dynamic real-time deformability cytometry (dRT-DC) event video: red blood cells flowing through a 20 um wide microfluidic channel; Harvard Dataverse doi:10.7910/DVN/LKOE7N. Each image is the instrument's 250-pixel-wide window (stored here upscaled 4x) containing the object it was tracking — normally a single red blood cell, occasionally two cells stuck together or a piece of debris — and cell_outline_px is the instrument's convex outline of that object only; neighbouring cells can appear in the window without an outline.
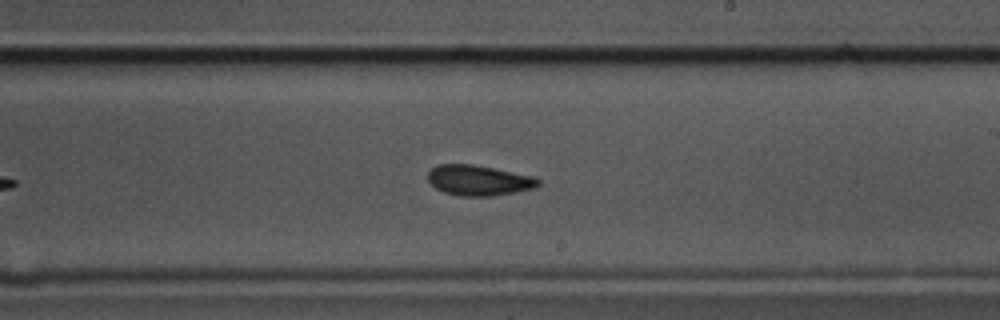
{"species": "common noctule bat (a hibernating species)", "species_latin": "Nyctalus noctula", "temperature_condition": "cold", "stored_images_in_passage": 47, "camera_frame_rate_fps": 3000, "um_per_image_px": 0.085, "animal": {"sex": "male", "body_mass_g": 17.5, "forearm_length_mm": 52.3}, "frame": {"image": 1, "passage_image": 23, "time_ms": 7.333, "image_size_px": [1000, 320], "cell_outline_px": [[540, 184], [536, 188], [516, 192], [492, 196], [460, 196], [444, 192], [436, 188], [428, 180], [428, 172], [436, 164], [472, 164], [532, 176], [540, 180]], "centroid_in_image_um": [40.68, 15.33], "position_along_channel_um": 248.3, "area_um2": 19.48}}
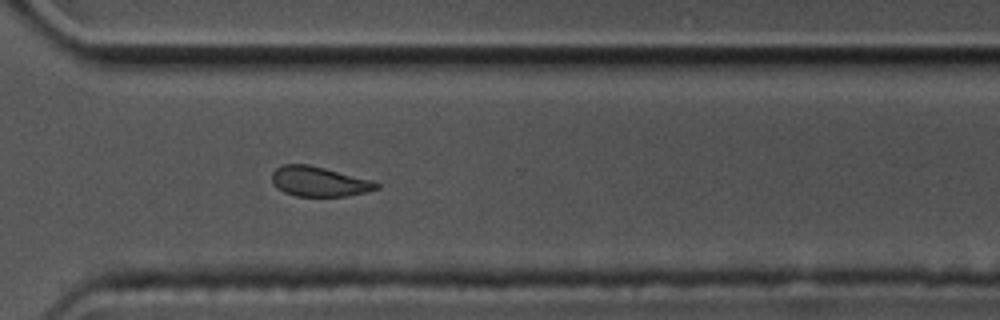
{"frame": {"image": 2, "passage_image": 31, "time_ms": 10.0, "image_size_px": [1000, 320], "cell_outline_px": [[380, 188], [368, 192], [344, 196], [296, 196], [284, 192], [276, 188], [272, 180], [272, 172], [276, 168], [284, 164], [308, 164], [372, 180], [380, 184]], "centroid_in_image_um": [27.13, 15.43], "position_along_channel_um": 343.5, "area_um2": 18.21}}
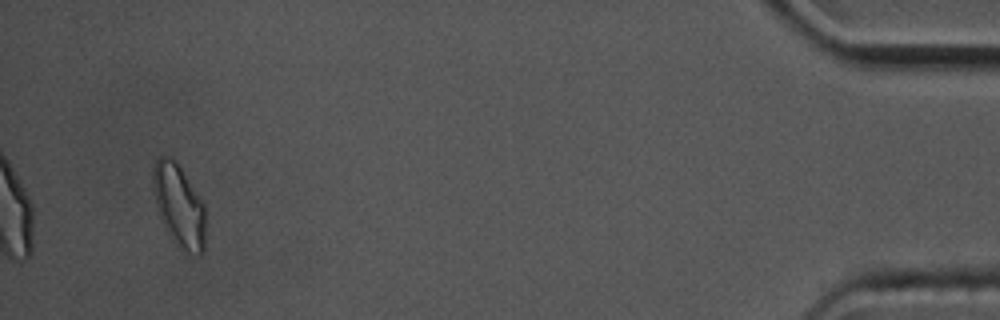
{"frame": {"image": 3, "passage_image": 44, "time_ms": 14.333, "image_size_px": [1000, 320], "cell_outline_px": [[204, 252], [200, 256], [188, 256], [164, 228], [156, 208], [152, 188], [152, 168], [156, 160], [160, 156], [172, 156], [176, 160], [204, 204]], "centroid_in_image_um": [15.19, 17.48], "position_along_channel_um": 420.0, "area_um2": 25.61}, "authors_computed_cell_mechanics": {"area_um2": 20.23, "velocity_mm_per_s": 3.5608, "shape_relaxation_time_tau1_ms": 2.5931, "shape_relaxation_time_tau2_ms": 1.1391, "deformation_change_tau1": 0.0745, "deformation_change_tau2": 0.0523}}